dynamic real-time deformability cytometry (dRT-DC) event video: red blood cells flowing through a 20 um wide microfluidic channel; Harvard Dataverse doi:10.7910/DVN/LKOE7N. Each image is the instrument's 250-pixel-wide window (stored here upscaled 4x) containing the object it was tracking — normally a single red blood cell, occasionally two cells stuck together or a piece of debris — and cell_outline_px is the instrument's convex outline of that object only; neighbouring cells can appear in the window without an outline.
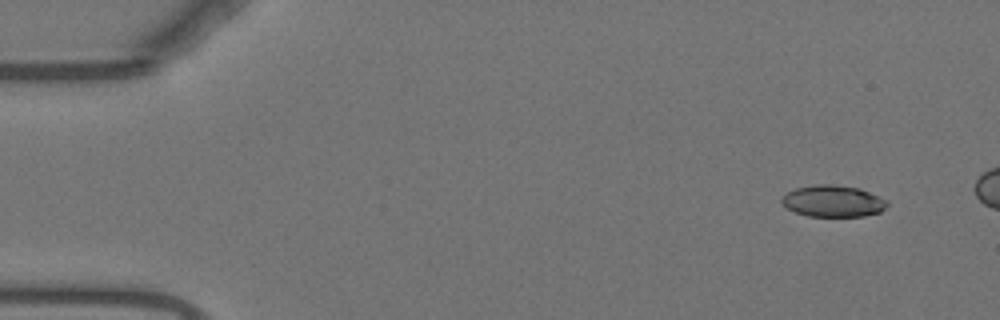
{"species": "Egyptian fruit bat (a non-hibernating species)", "species_latin": "Rousettus aegyptiacus", "temperature_condition": "warm", "stored_images_in_passage": 14, "camera_frame_rate_fps": 3000, "um_per_image_px": 0.085, "animal": {"sex": "female"}, "frame": {"image": 1, "passage_image": 3, "time_ms": 0.667, "image_size_px": [1000, 320], "cell_outline_px": [[888, 204], [880, 212], [864, 216], [808, 216], [796, 212], [788, 208], [780, 200], [788, 192], [796, 188], [816, 184], [832, 184], [860, 188], [888, 200]], "centroid_in_image_um": [70.84, 17.09], "position_along_channel_um": 14.2, "area_um2": 19.31}}